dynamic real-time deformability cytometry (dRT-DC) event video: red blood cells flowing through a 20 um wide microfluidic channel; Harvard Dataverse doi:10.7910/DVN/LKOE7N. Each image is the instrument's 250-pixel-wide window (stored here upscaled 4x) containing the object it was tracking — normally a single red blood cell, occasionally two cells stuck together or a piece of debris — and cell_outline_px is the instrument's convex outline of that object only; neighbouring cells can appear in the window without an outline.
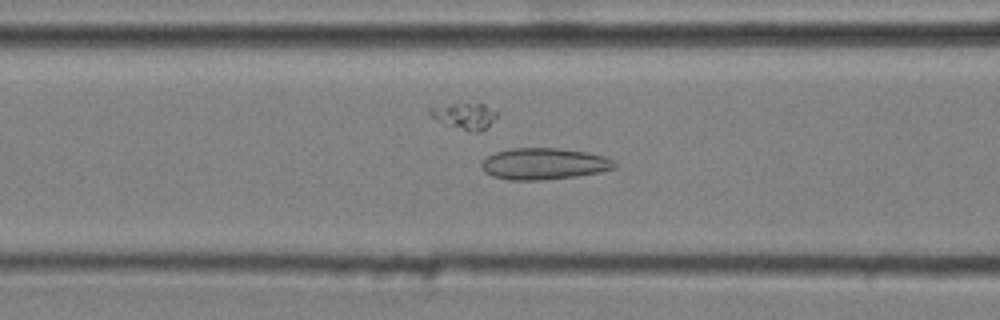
{"species": "common noctule bat (a hibernating species)", "species_latin": "Nyctalus noctula", "temperature_condition": "cold", "stored_images_in_passage": 52, "camera_frame_rate_fps": 3000, "um_per_image_px": 0.085, "animal": {"sex": "male", "body_mass_g": 20.4}, "frame": {"image": 1, "passage_image": 21, "time_ms": 6.667, "image_size_px": [1000, 320], "cell_outline_px": [[616, 168], [600, 172], [576, 176], [540, 180], [508, 180], [492, 176], [484, 172], [480, 164], [488, 156], [496, 152], [512, 148], [556, 148], [588, 152], [604, 156], [612, 160], [616, 164]], "centroid_in_image_um": [46.23, 13.92], "position_along_channel_um": 120.4, "area_um2": 24.39}}
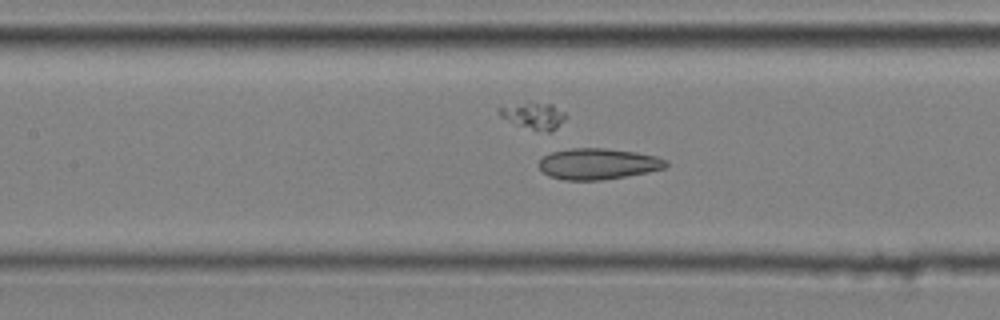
{"frame": {"image": 2, "passage_image": 24, "time_ms": 7.667, "image_size_px": [1000, 320], "cell_outline_px": [[668, 164], [664, 168], [648, 172], [600, 180], [564, 180], [548, 176], [540, 168], [540, 160], [544, 156], [552, 152], [572, 148], [604, 148], [636, 152], [656, 156], [668, 160]], "centroid_in_image_um": [50.85, 13.92], "position_along_channel_um": 156.6, "area_um2": 22.83}}